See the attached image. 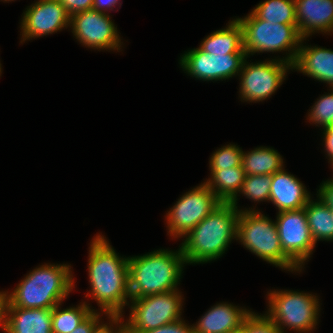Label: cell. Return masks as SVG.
I'll use <instances>...</instances> for the list:
<instances>
[{
	"label": "cell",
	"instance_id": "obj_1",
	"mask_svg": "<svg viewBox=\"0 0 333 333\" xmlns=\"http://www.w3.org/2000/svg\"><path fill=\"white\" fill-rule=\"evenodd\" d=\"M88 273L91 290L86 297L92 294L106 316L123 317L130 298L128 258L119 257L100 234L90 244Z\"/></svg>",
	"mask_w": 333,
	"mask_h": 333
},
{
	"label": "cell",
	"instance_id": "obj_2",
	"mask_svg": "<svg viewBox=\"0 0 333 333\" xmlns=\"http://www.w3.org/2000/svg\"><path fill=\"white\" fill-rule=\"evenodd\" d=\"M240 210L222 202L187 235L181 244L186 263H207L220 258L232 239H237Z\"/></svg>",
	"mask_w": 333,
	"mask_h": 333
},
{
	"label": "cell",
	"instance_id": "obj_3",
	"mask_svg": "<svg viewBox=\"0 0 333 333\" xmlns=\"http://www.w3.org/2000/svg\"><path fill=\"white\" fill-rule=\"evenodd\" d=\"M185 263L181 247L176 252L159 249L128 257L130 299L178 290Z\"/></svg>",
	"mask_w": 333,
	"mask_h": 333
},
{
	"label": "cell",
	"instance_id": "obj_4",
	"mask_svg": "<svg viewBox=\"0 0 333 333\" xmlns=\"http://www.w3.org/2000/svg\"><path fill=\"white\" fill-rule=\"evenodd\" d=\"M70 269L66 264H45L30 271L9 294V307L53 309L74 288Z\"/></svg>",
	"mask_w": 333,
	"mask_h": 333
},
{
	"label": "cell",
	"instance_id": "obj_5",
	"mask_svg": "<svg viewBox=\"0 0 333 333\" xmlns=\"http://www.w3.org/2000/svg\"><path fill=\"white\" fill-rule=\"evenodd\" d=\"M236 240L270 264L287 271H301L283 252L275 221L257 210H240Z\"/></svg>",
	"mask_w": 333,
	"mask_h": 333
},
{
	"label": "cell",
	"instance_id": "obj_6",
	"mask_svg": "<svg viewBox=\"0 0 333 333\" xmlns=\"http://www.w3.org/2000/svg\"><path fill=\"white\" fill-rule=\"evenodd\" d=\"M243 29V48L246 56L258 52L288 51L284 62L295 63L299 47L304 40L297 25L273 24L259 19L252 11L244 18H236Z\"/></svg>",
	"mask_w": 333,
	"mask_h": 333
},
{
	"label": "cell",
	"instance_id": "obj_7",
	"mask_svg": "<svg viewBox=\"0 0 333 333\" xmlns=\"http://www.w3.org/2000/svg\"><path fill=\"white\" fill-rule=\"evenodd\" d=\"M267 316L281 333L284 326L297 332H311L317 325L319 299L316 295L297 291H270ZM283 326V327H282Z\"/></svg>",
	"mask_w": 333,
	"mask_h": 333
},
{
	"label": "cell",
	"instance_id": "obj_8",
	"mask_svg": "<svg viewBox=\"0 0 333 333\" xmlns=\"http://www.w3.org/2000/svg\"><path fill=\"white\" fill-rule=\"evenodd\" d=\"M182 295L178 290L130 299L126 333H143L181 319Z\"/></svg>",
	"mask_w": 333,
	"mask_h": 333
},
{
	"label": "cell",
	"instance_id": "obj_9",
	"mask_svg": "<svg viewBox=\"0 0 333 333\" xmlns=\"http://www.w3.org/2000/svg\"><path fill=\"white\" fill-rule=\"evenodd\" d=\"M222 201L202 183L185 193L167 213V228L170 236L184 237Z\"/></svg>",
	"mask_w": 333,
	"mask_h": 333
},
{
	"label": "cell",
	"instance_id": "obj_10",
	"mask_svg": "<svg viewBox=\"0 0 333 333\" xmlns=\"http://www.w3.org/2000/svg\"><path fill=\"white\" fill-rule=\"evenodd\" d=\"M244 60L241 71V99L249 102H259L269 98L285 80L287 70L292 65L282 59H272L258 63H248ZM248 63V64H247Z\"/></svg>",
	"mask_w": 333,
	"mask_h": 333
},
{
	"label": "cell",
	"instance_id": "obj_11",
	"mask_svg": "<svg viewBox=\"0 0 333 333\" xmlns=\"http://www.w3.org/2000/svg\"><path fill=\"white\" fill-rule=\"evenodd\" d=\"M275 224L283 252L302 269L316 245L310 233L305 209L278 212Z\"/></svg>",
	"mask_w": 333,
	"mask_h": 333
},
{
	"label": "cell",
	"instance_id": "obj_12",
	"mask_svg": "<svg viewBox=\"0 0 333 333\" xmlns=\"http://www.w3.org/2000/svg\"><path fill=\"white\" fill-rule=\"evenodd\" d=\"M245 59L247 56L244 50H240L236 54L212 55L198 47L183 54L180 64L191 77L203 81H218L239 75Z\"/></svg>",
	"mask_w": 333,
	"mask_h": 333
},
{
	"label": "cell",
	"instance_id": "obj_13",
	"mask_svg": "<svg viewBox=\"0 0 333 333\" xmlns=\"http://www.w3.org/2000/svg\"><path fill=\"white\" fill-rule=\"evenodd\" d=\"M70 27L76 39L87 47L120 50L122 44L117 28L105 12L90 9L75 13L71 16Z\"/></svg>",
	"mask_w": 333,
	"mask_h": 333
},
{
	"label": "cell",
	"instance_id": "obj_14",
	"mask_svg": "<svg viewBox=\"0 0 333 333\" xmlns=\"http://www.w3.org/2000/svg\"><path fill=\"white\" fill-rule=\"evenodd\" d=\"M71 16L58 0H38L25 11L22 21V41L52 34L70 26Z\"/></svg>",
	"mask_w": 333,
	"mask_h": 333
},
{
	"label": "cell",
	"instance_id": "obj_15",
	"mask_svg": "<svg viewBox=\"0 0 333 333\" xmlns=\"http://www.w3.org/2000/svg\"><path fill=\"white\" fill-rule=\"evenodd\" d=\"M297 28L303 39L315 31L333 32V0H294Z\"/></svg>",
	"mask_w": 333,
	"mask_h": 333
},
{
	"label": "cell",
	"instance_id": "obj_16",
	"mask_svg": "<svg viewBox=\"0 0 333 333\" xmlns=\"http://www.w3.org/2000/svg\"><path fill=\"white\" fill-rule=\"evenodd\" d=\"M284 170L272 174L269 201L279 212L302 209L311 199L310 193L302 182Z\"/></svg>",
	"mask_w": 333,
	"mask_h": 333
},
{
	"label": "cell",
	"instance_id": "obj_17",
	"mask_svg": "<svg viewBox=\"0 0 333 333\" xmlns=\"http://www.w3.org/2000/svg\"><path fill=\"white\" fill-rule=\"evenodd\" d=\"M250 311L232 304L219 303L208 310L197 324L194 333H230L241 328L245 316Z\"/></svg>",
	"mask_w": 333,
	"mask_h": 333
},
{
	"label": "cell",
	"instance_id": "obj_18",
	"mask_svg": "<svg viewBox=\"0 0 333 333\" xmlns=\"http://www.w3.org/2000/svg\"><path fill=\"white\" fill-rule=\"evenodd\" d=\"M292 69L319 82L327 83L330 88L333 87V51L331 49L300 45Z\"/></svg>",
	"mask_w": 333,
	"mask_h": 333
},
{
	"label": "cell",
	"instance_id": "obj_19",
	"mask_svg": "<svg viewBox=\"0 0 333 333\" xmlns=\"http://www.w3.org/2000/svg\"><path fill=\"white\" fill-rule=\"evenodd\" d=\"M5 333H53L52 309L9 307Z\"/></svg>",
	"mask_w": 333,
	"mask_h": 333
},
{
	"label": "cell",
	"instance_id": "obj_20",
	"mask_svg": "<svg viewBox=\"0 0 333 333\" xmlns=\"http://www.w3.org/2000/svg\"><path fill=\"white\" fill-rule=\"evenodd\" d=\"M210 171L212 178L204 183L222 202H231L238 209L236 206L237 194L240 192L245 178L242 165Z\"/></svg>",
	"mask_w": 333,
	"mask_h": 333
},
{
	"label": "cell",
	"instance_id": "obj_21",
	"mask_svg": "<svg viewBox=\"0 0 333 333\" xmlns=\"http://www.w3.org/2000/svg\"><path fill=\"white\" fill-rule=\"evenodd\" d=\"M199 48L210 54H236L243 48V29L237 19L229 22L224 29L211 33Z\"/></svg>",
	"mask_w": 333,
	"mask_h": 333
},
{
	"label": "cell",
	"instance_id": "obj_22",
	"mask_svg": "<svg viewBox=\"0 0 333 333\" xmlns=\"http://www.w3.org/2000/svg\"><path fill=\"white\" fill-rule=\"evenodd\" d=\"M241 165L245 175H272L284 168L282 156L270 147H257L243 152Z\"/></svg>",
	"mask_w": 333,
	"mask_h": 333
},
{
	"label": "cell",
	"instance_id": "obj_23",
	"mask_svg": "<svg viewBox=\"0 0 333 333\" xmlns=\"http://www.w3.org/2000/svg\"><path fill=\"white\" fill-rule=\"evenodd\" d=\"M308 226L315 244L319 240H333V211L318 198L310 199L304 207Z\"/></svg>",
	"mask_w": 333,
	"mask_h": 333
},
{
	"label": "cell",
	"instance_id": "obj_24",
	"mask_svg": "<svg viewBox=\"0 0 333 333\" xmlns=\"http://www.w3.org/2000/svg\"><path fill=\"white\" fill-rule=\"evenodd\" d=\"M252 12L259 19L273 24L297 25L294 0H266L256 5Z\"/></svg>",
	"mask_w": 333,
	"mask_h": 333
},
{
	"label": "cell",
	"instance_id": "obj_25",
	"mask_svg": "<svg viewBox=\"0 0 333 333\" xmlns=\"http://www.w3.org/2000/svg\"><path fill=\"white\" fill-rule=\"evenodd\" d=\"M61 304L52 309V332L71 333L78 327L93 311L90 304L83 302L77 307H69L61 310Z\"/></svg>",
	"mask_w": 333,
	"mask_h": 333
},
{
	"label": "cell",
	"instance_id": "obj_26",
	"mask_svg": "<svg viewBox=\"0 0 333 333\" xmlns=\"http://www.w3.org/2000/svg\"><path fill=\"white\" fill-rule=\"evenodd\" d=\"M272 175H245L239 193L247 198L256 201H269Z\"/></svg>",
	"mask_w": 333,
	"mask_h": 333
},
{
	"label": "cell",
	"instance_id": "obj_27",
	"mask_svg": "<svg viewBox=\"0 0 333 333\" xmlns=\"http://www.w3.org/2000/svg\"><path fill=\"white\" fill-rule=\"evenodd\" d=\"M243 151L236 145L228 144L218 149L210 157V170H223L241 166Z\"/></svg>",
	"mask_w": 333,
	"mask_h": 333
},
{
	"label": "cell",
	"instance_id": "obj_28",
	"mask_svg": "<svg viewBox=\"0 0 333 333\" xmlns=\"http://www.w3.org/2000/svg\"><path fill=\"white\" fill-rule=\"evenodd\" d=\"M331 94H326L317 99L309 112L310 122L321 125L323 128L333 123V87Z\"/></svg>",
	"mask_w": 333,
	"mask_h": 333
},
{
	"label": "cell",
	"instance_id": "obj_29",
	"mask_svg": "<svg viewBox=\"0 0 333 333\" xmlns=\"http://www.w3.org/2000/svg\"><path fill=\"white\" fill-rule=\"evenodd\" d=\"M243 333H281L275 323L266 315L249 312L242 321Z\"/></svg>",
	"mask_w": 333,
	"mask_h": 333
},
{
	"label": "cell",
	"instance_id": "obj_30",
	"mask_svg": "<svg viewBox=\"0 0 333 333\" xmlns=\"http://www.w3.org/2000/svg\"><path fill=\"white\" fill-rule=\"evenodd\" d=\"M143 333H194V330L193 326L185 324V322L180 319L173 323L163 325L161 327Z\"/></svg>",
	"mask_w": 333,
	"mask_h": 333
},
{
	"label": "cell",
	"instance_id": "obj_31",
	"mask_svg": "<svg viewBox=\"0 0 333 333\" xmlns=\"http://www.w3.org/2000/svg\"><path fill=\"white\" fill-rule=\"evenodd\" d=\"M72 16L75 13L93 9V0H58Z\"/></svg>",
	"mask_w": 333,
	"mask_h": 333
},
{
	"label": "cell",
	"instance_id": "obj_32",
	"mask_svg": "<svg viewBox=\"0 0 333 333\" xmlns=\"http://www.w3.org/2000/svg\"><path fill=\"white\" fill-rule=\"evenodd\" d=\"M110 320L109 323L103 322L95 329L93 333H126V327L124 321L122 322V317H108ZM114 325L115 329L113 328ZM119 324V326H118ZM118 327V328H117Z\"/></svg>",
	"mask_w": 333,
	"mask_h": 333
},
{
	"label": "cell",
	"instance_id": "obj_33",
	"mask_svg": "<svg viewBox=\"0 0 333 333\" xmlns=\"http://www.w3.org/2000/svg\"><path fill=\"white\" fill-rule=\"evenodd\" d=\"M100 313L93 311L75 330L71 333H93L100 325Z\"/></svg>",
	"mask_w": 333,
	"mask_h": 333
},
{
	"label": "cell",
	"instance_id": "obj_34",
	"mask_svg": "<svg viewBox=\"0 0 333 333\" xmlns=\"http://www.w3.org/2000/svg\"><path fill=\"white\" fill-rule=\"evenodd\" d=\"M317 193V197L333 211V178L323 182Z\"/></svg>",
	"mask_w": 333,
	"mask_h": 333
},
{
	"label": "cell",
	"instance_id": "obj_35",
	"mask_svg": "<svg viewBox=\"0 0 333 333\" xmlns=\"http://www.w3.org/2000/svg\"><path fill=\"white\" fill-rule=\"evenodd\" d=\"M6 292H0V326L4 333L8 324V310L10 306V296L8 291Z\"/></svg>",
	"mask_w": 333,
	"mask_h": 333
},
{
	"label": "cell",
	"instance_id": "obj_36",
	"mask_svg": "<svg viewBox=\"0 0 333 333\" xmlns=\"http://www.w3.org/2000/svg\"><path fill=\"white\" fill-rule=\"evenodd\" d=\"M324 130V146L325 150L327 151V154L329 156V160L331 162V165L333 166V123L329 124ZM333 168V167H332Z\"/></svg>",
	"mask_w": 333,
	"mask_h": 333
},
{
	"label": "cell",
	"instance_id": "obj_37",
	"mask_svg": "<svg viewBox=\"0 0 333 333\" xmlns=\"http://www.w3.org/2000/svg\"><path fill=\"white\" fill-rule=\"evenodd\" d=\"M119 0H93V9L101 12H106L108 9L113 10Z\"/></svg>",
	"mask_w": 333,
	"mask_h": 333
},
{
	"label": "cell",
	"instance_id": "obj_38",
	"mask_svg": "<svg viewBox=\"0 0 333 333\" xmlns=\"http://www.w3.org/2000/svg\"><path fill=\"white\" fill-rule=\"evenodd\" d=\"M230 333H243V331L241 329H239L237 331H233V332H230Z\"/></svg>",
	"mask_w": 333,
	"mask_h": 333
},
{
	"label": "cell",
	"instance_id": "obj_39",
	"mask_svg": "<svg viewBox=\"0 0 333 333\" xmlns=\"http://www.w3.org/2000/svg\"><path fill=\"white\" fill-rule=\"evenodd\" d=\"M1 73H2V69H1V63H0V76H1Z\"/></svg>",
	"mask_w": 333,
	"mask_h": 333
}]
</instances>
